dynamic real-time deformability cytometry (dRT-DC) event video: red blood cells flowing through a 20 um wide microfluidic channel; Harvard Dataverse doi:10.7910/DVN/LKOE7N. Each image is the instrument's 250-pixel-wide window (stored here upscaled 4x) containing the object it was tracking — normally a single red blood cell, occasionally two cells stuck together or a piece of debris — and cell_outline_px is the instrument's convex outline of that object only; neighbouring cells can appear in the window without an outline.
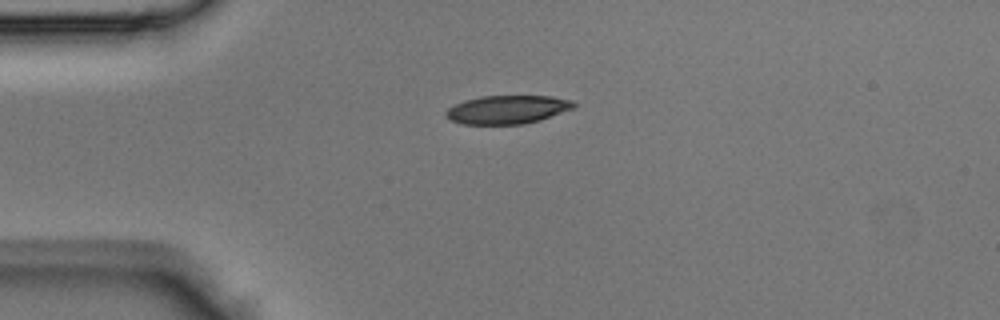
{"species": "Egyptian fruit bat (a non-hibernating species)", "species_latin": "Rousettus aegyptiacus", "temperature_condition": "room temperature", "stored_images_in_passage": 33, "camera_frame_rate_fps": 3000, "um_per_image_px": 0.085, "animal": {"sex": "male"}, "frame": {"image": 1, "passage_image": 1, "time_ms": 0.0, "image_size_px": [1000, 320], "cell_outline_px": [[576, 104], [572, 108], [540, 120], [524, 124], [460, 124], [444, 116], [444, 112], [448, 108], [464, 100], [480, 96], [552, 96], [572, 100]], "centroid_in_image_um": [43.09, 9.31], "position_along_channel_um": 41.9, "area_um2": 21.15}}
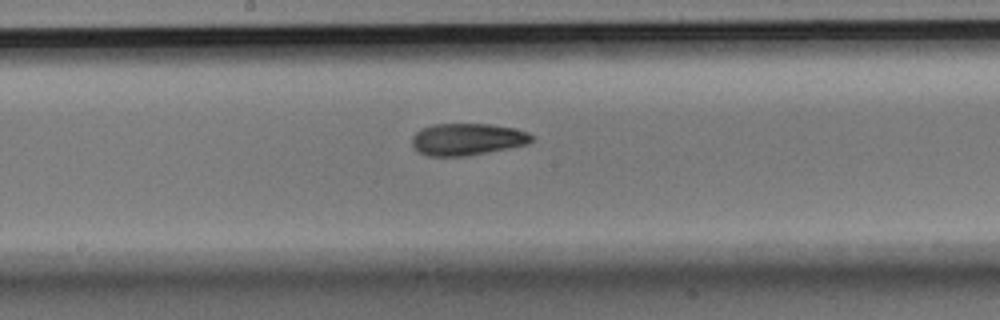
{"frame": {"image": 2, "passage_image": 13, "time_ms": 4.0, "image_size_px": [1000, 320], "cell_outline_px": [[532, 140], [528, 144], [488, 152], [464, 156], [428, 156], [416, 152], [412, 148], [412, 136], [420, 128], [432, 124], [488, 124], [512, 128], [528, 132], [532, 136]], "centroid_in_image_um": [39.64, 11.84], "position_along_channel_um": 208.6, "area_um2": 22.37}}
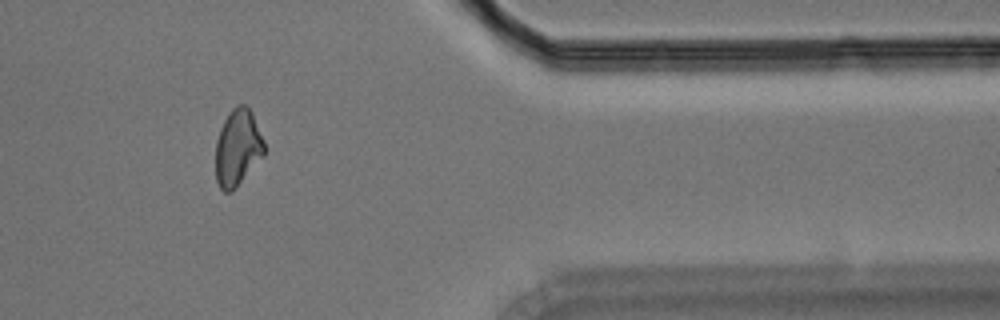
{"frame": {"image": 3, "passage_image": 26, "time_ms": 8.333, "image_size_px": [1000, 320], "cell_outline_px": [[264, 156], [236, 188], [232, 192], [224, 192], [220, 188], [216, 180], [216, 140], [220, 128], [228, 112], [236, 104], [244, 104], [252, 112], [264, 140]], "centroid_in_image_um": [20.2, 12.56], "position_along_channel_um": 391.2, "area_um2": 21.96}}